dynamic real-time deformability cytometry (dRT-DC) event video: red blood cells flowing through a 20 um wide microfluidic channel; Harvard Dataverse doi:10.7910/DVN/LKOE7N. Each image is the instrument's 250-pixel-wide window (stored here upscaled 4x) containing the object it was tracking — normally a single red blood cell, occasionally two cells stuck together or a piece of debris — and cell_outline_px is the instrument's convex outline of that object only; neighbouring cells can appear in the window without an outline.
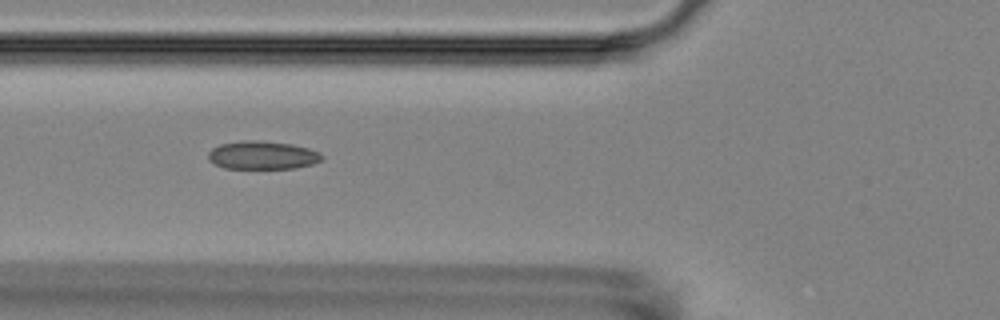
{"species": "Egyptian fruit bat (a non-hibernating species)", "species_latin": "Rousettus aegyptiacus", "temperature_condition": "room temperature", "stored_images_in_passage": 6, "camera_frame_rate_fps": 3000, "um_per_image_px": 0.085, "animal": {"sex": "female"}, "frame": {"image": 1, "passage_image": 4, "time_ms": 3.333, "image_size_px": [1000, 320], "cell_outline_px": [[324, 156], [320, 160], [312, 164], [296, 168], [224, 168], [208, 160], [208, 152], [212, 148], [220, 144], [248, 140], [256, 140], [292, 144], [308, 148], [320, 152]], "centroid_in_image_um": [22.31, 13.19], "position_along_channel_um": 103.5, "area_um2": 18.61}}
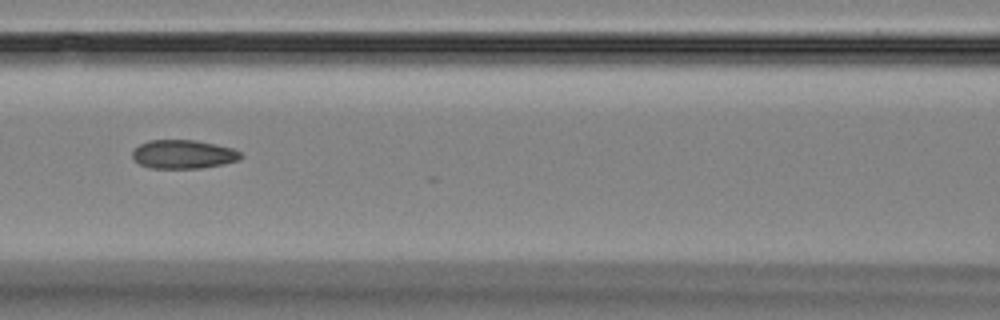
{"frame": {"image": 2, "passage_image": 5, "time_ms": 4.667, "image_size_px": [1000, 320], "cell_outline_px": [[244, 156], [240, 160], [224, 164], [200, 168], [148, 168], [140, 164], [132, 156], [132, 152], [140, 144], [148, 140], [196, 140], [232, 148], [240, 152]], "centroid_in_image_um": [15.6, 13.11], "position_along_channel_um": 151.0, "area_um2": 18.15}}
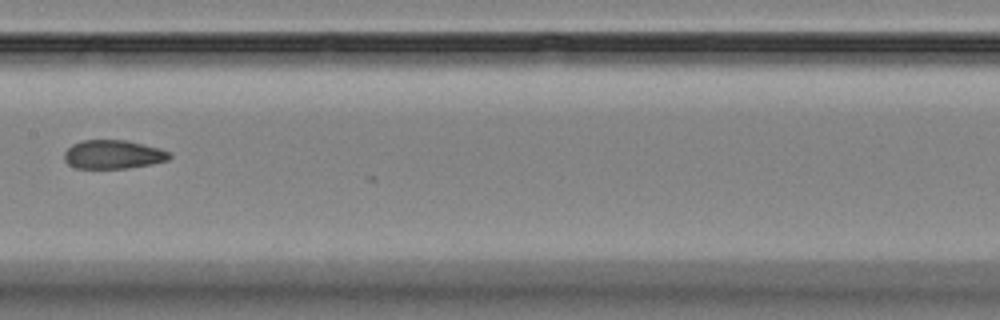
{"frame": {"image": 3, "passage_image": 6, "time_ms": 6.0, "image_size_px": [1000, 320], "cell_outline_px": [[172, 156], [168, 160], [152, 164], [128, 168], [76, 168], [68, 164], [64, 160], [64, 152], [72, 144], [84, 140], [128, 140], [160, 148], [168, 152]], "centroid_in_image_um": [9.62, 13.12], "position_along_channel_um": 197.8, "area_um2": 17.69}}